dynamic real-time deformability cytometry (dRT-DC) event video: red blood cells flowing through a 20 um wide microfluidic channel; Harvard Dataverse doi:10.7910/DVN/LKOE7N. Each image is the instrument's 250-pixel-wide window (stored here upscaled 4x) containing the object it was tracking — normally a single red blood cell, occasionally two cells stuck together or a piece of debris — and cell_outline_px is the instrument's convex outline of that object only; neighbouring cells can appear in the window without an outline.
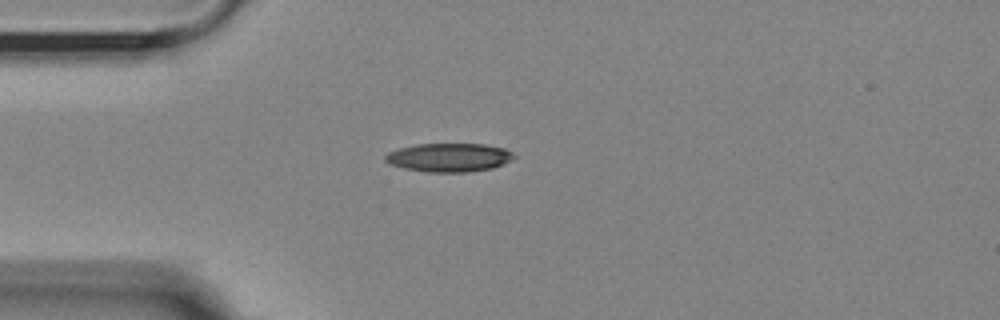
{"species": "Egyptian fruit bat (a non-hibernating species)", "species_latin": "Rousettus aegyptiacus", "temperature_condition": "room temperature", "stored_images_in_passage": 42, "camera_frame_rate_fps": 3000, "um_per_image_px": 0.085, "animal": {"sex": "female"}, "frame": {"image": 1, "passage_image": 1, "time_ms": 0.0, "image_size_px": [1000, 320], "cell_outline_px": [[516, 156], [512, 160], [504, 164], [492, 168], [468, 172], [428, 172], [404, 168], [392, 164], [384, 160], [384, 156], [388, 152], [400, 148], [416, 144], [484, 144], [504, 148], [512, 152]], "centroid_in_image_um": [38.19, 13.38], "position_along_channel_um": 46.8, "area_um2": 21.44}}
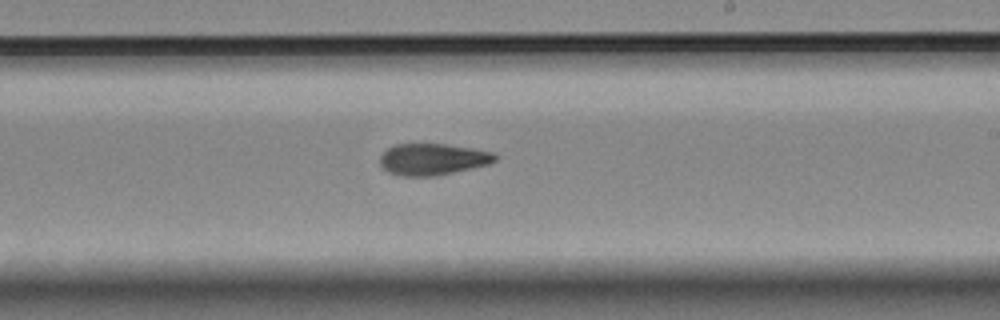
{"frame": {"image": 2, "passage_image": 19, "time_ms": 6.0, "image_size_px": [1000, 320], "cell_outline_px": [[496, 160], [488, 164], [472, 168], [436, 176], [400, 176], [388, 172], [380, 164], [380, 156], [388, 148], [396, 144], [444, 144], [472, 148], [492, 152], [496, 156]], "centroid_in_image_um": [36.76, 13.54], "position_along_channel_um": 252.2, "area_um2": 21.04}}
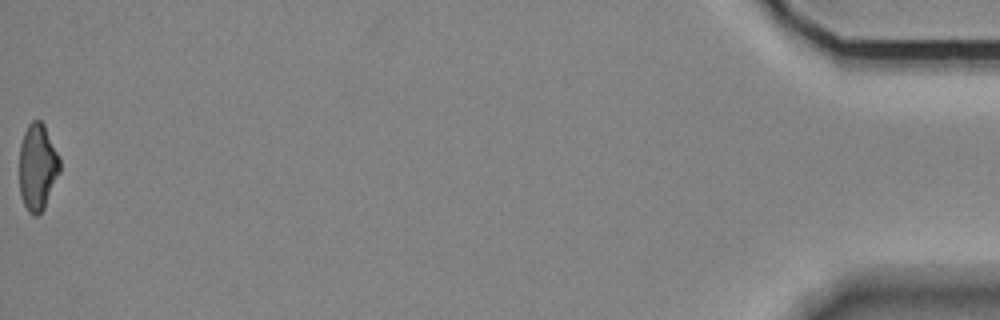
{"frame": {"image": 3, "passage_image": 42, "time_ms": 13.667, "image_size_px": [1000, 320], "cell_outline_px": [[60, 172], [44, 208], [36, 216], [32, 216], [28, 212], [20, 196], [20, 144], [24, 132], [28, 124], [32, 120], [40, 120], [44, 124], [60, 160]], "centroid_in_image_um": [3.18, 14.21], "position_along_channel_um": 432.0, "area_um2": 20.35}, "authors_computed_cell_mechanics": {"area_um2": 21.4438, "velocity_mm_per_s": 3.6322, "shape_relaxation_time_tau1_ms": 5.6829, "shape_relaxation_time_tau2_ms": 4.1111, "deformation_change_tau1": 0.1904, "deformation_change_tau2": 0.1204}}